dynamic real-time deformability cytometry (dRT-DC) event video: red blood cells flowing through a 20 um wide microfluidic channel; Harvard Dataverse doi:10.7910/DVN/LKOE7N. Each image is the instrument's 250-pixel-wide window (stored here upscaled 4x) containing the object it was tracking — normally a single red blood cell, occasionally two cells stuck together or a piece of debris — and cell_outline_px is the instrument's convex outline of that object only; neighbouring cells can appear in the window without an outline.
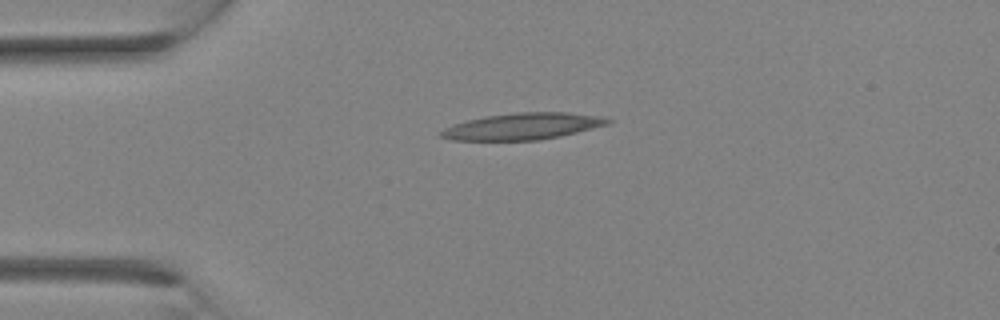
{"species": "Egyptian fruit bat (a non-hibernating species)", "species_latin": "Rousettus aegyptiacus", "temperature_condition": "room temperature", "stored_images_in_passage": 3, "camera_frame_rate_fps": 3000, "um_per_image_px": 0.085, "animal": {"sex": "female"}, "frame": {"image": 1, "passage_image": 2, "time_ms": 1.667, "image_size_px": [1000, 320], "cell_outline_px": [[612, 120], [608, 124], [560, 136], [540, 140], [452, 140], [440, 136], [436, 132], [452, 124], [484, 116], [516, 112], [568, 112], [604, 116]], "centroid_in_image_um": [44.4, 10.73], "position_along_channel_um": 40.6, "area_um2": 25.95}}